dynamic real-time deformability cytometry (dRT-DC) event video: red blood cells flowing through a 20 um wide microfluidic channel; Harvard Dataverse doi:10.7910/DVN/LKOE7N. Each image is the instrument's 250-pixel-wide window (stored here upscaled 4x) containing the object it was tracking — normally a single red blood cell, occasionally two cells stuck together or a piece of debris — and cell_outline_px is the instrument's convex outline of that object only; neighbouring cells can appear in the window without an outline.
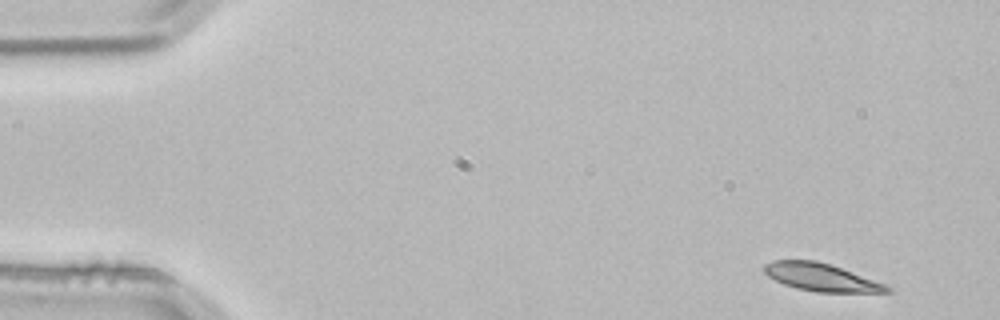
{"species": "common noctule bat (a hibernating species)", "species_latin": "Nyctalus noctula", "temperature_condition": "room temperature", "stored_images_in_passage": 2, "camera_frame_rate_fps": 3000, "um_per_image_px": 0.085, "animal": {"sex": "male", "body_mass_g": 21.5, "forearm_length_mm": 52.0}, "frame": {"image": 1, "passage_image": 1, "time_ms": 0.0, "image_size_px": [1000, 320], "cell_outline_px": [[892, 292], [816, 292], [796, 288], [784, 284], [768, 276], [764, 272], [764, 264], [772, 260], [816, 260], [832, 264], [884, 284], [892, 288]], "centroid_in_image_um": [69.78, 23.56], "position_along_channel_um": 15.2, "area_um2": 19.77}}